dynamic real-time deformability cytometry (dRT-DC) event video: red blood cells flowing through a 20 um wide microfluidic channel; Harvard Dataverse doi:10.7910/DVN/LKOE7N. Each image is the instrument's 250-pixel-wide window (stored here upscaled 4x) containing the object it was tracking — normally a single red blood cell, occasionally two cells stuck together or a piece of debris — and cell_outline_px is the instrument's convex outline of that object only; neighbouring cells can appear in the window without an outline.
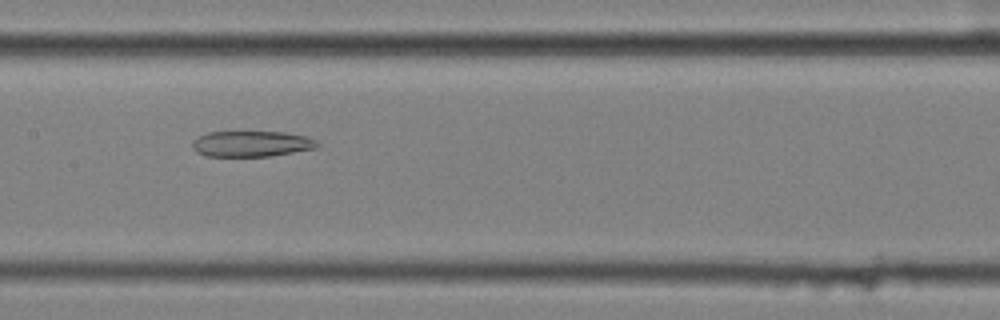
{"species": "common noctule bat (a hibernating species)", "species_latin": "Nyctalus noctula", "temperature_condition": "cold", "stored_images_in_passage": 57, "segment_of_instrument_passage": [2, 2], "camera_frame_rate_fps": 3000, "um_per_image_px": 0.085, "animal": {"sex": "female", "body_mass_g": 25.1}, "frame": {"image": 1, "passage_image": 29, "time_ms": 9.333, "image_size_px": [1000, 320], "cell_outline_px": [[320, 144], [316, 148], [272, 156], [204, 156], [196, 152], [192, 148], [192, 140], [208, 132], [284, 132], [308, 136], [316, 140]], "centroid_in_image_um": [21.38, 12.22], "position_along_channel_um": 186.0, "area_um2": 18.9}}
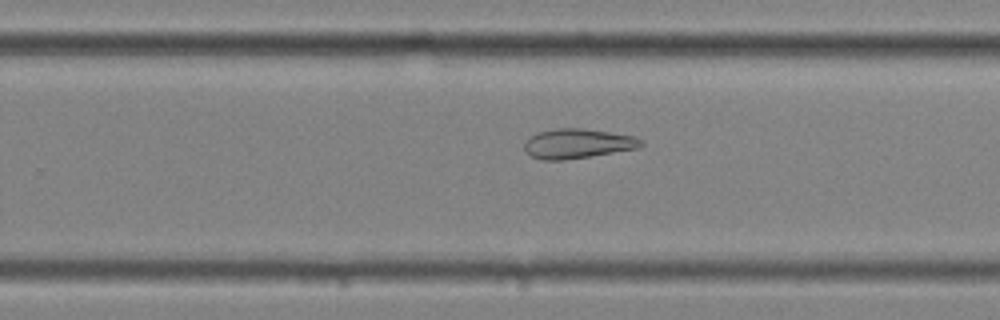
{"frame": {"image": 2, "passage_image": 37, "time_ms": 12.0, "image_size_px": [1000, 320], "cell_outline_px": [[644, 144], [640, 148], [564, 160], [544, 160], [532, 156], [524, 148], [524, 144], [536, 132], [556, 128], [580, 128], [636, 136], [644, 140]], "centroid_in_image_um": [49.15, 12.2], "position_along_channel_um": 280.7, "area_um2": 20.06}}
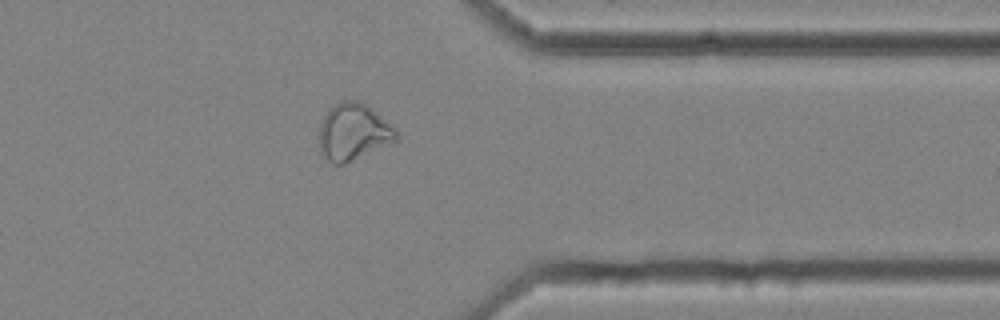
{"frame": {"image": 3, "passage_image": 46, "time_ms": 15.0, "image_size_px": [1000, 320], "cell_outline_px": [[396, 140], [344, 164], [332, 164], [320, 152], [320, 124], [328, 108], [340, 100], [360, 100], [372, 108], [396, 128]], "centroid_in_image_um": [30.01, 11.18], "position_along_channel_um": 381.4, "area_um2": 25.37}}